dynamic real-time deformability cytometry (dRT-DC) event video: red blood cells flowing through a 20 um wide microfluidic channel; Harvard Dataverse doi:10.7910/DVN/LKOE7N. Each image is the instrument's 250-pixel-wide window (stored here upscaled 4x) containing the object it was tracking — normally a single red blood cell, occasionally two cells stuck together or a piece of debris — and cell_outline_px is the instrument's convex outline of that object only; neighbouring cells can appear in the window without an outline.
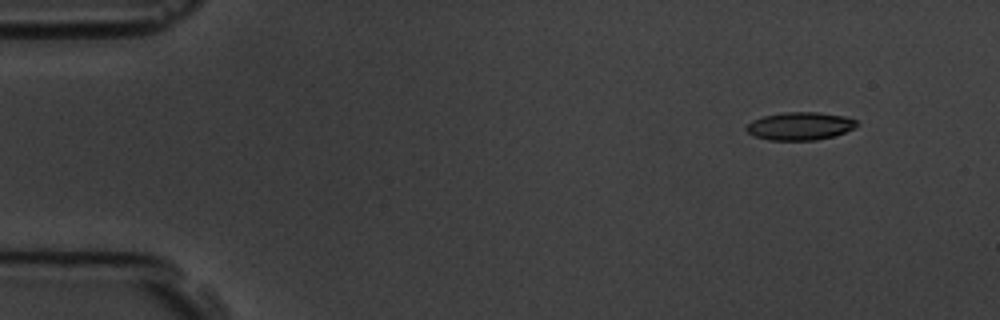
{"species": "common noctule bat (a hibernating species)", "species_latin": "Nyctalus noctula", "temperature_condition": "room temperature", "stored_images_in_passage": 5, "camera_frame_rate_fps": 3000, "um_per_image_px": 0.085, "animal": {"sex": "male", "body_mass_g": 19.5, "forearm_length_mm": 54.6}, "frame": {"image": 1, "passage_image": 1, "time_ms": 0.0, "image_size_px": [1000, 320], "cell_outline_px": [[860, 124], [844, 132], [832, 136], [816, 140], [768, 140], [756, 136], [748, 132], [744, 128], [752, 120], [764, 116], [784, 112], [816, 112], [844, 116], [856, 120]], "centroid_in_image_um": [67.98, 10.71], "position_along_channel_um": 17.0, "area_um2": 17.8}}
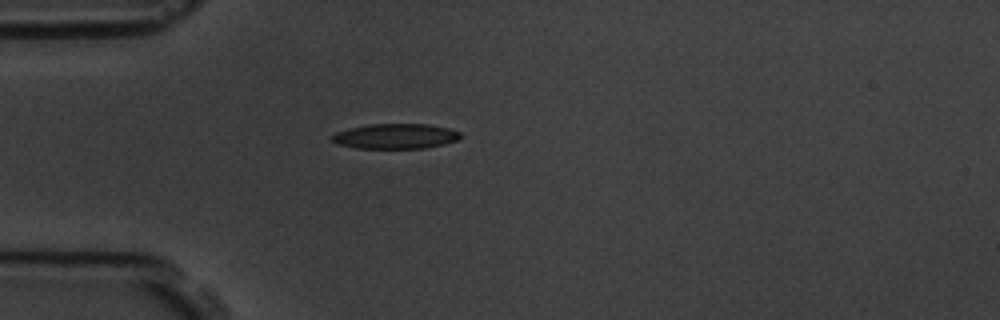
{"frame": {"image": 2, "passage_image": 4, "time_ms": 3.333, "image_size_px": [1000, 320], "cell_outline_px": [[460, 136], [456, 140], [444, 144], [424, 148], [356, 148], [336, 144], [332, 140], [332, 136], [336, 132], [348, 128], [368, 124], [428, 124], [448, 128], [460, 132]], "centroid_in_image_um": [33.58, 11.57], "position_along_channel_um": 51.4, "area_um2": 18.73}}